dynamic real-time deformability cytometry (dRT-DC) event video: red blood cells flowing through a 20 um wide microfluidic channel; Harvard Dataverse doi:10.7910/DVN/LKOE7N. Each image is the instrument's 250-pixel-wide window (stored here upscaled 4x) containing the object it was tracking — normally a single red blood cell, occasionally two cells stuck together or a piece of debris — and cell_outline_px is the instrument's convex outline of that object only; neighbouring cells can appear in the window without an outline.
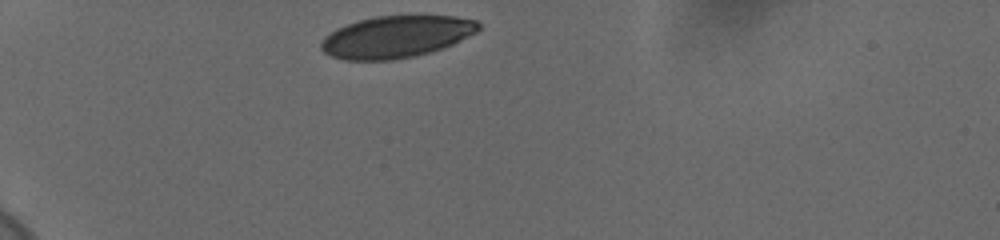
{"species": "human", "species_latin": "Homo sapiens", "temperature_condition": "cold", "stored_images_in_passage": 34, "camera_frame_rate_fps": 3000, "um_per_image_px": 0.085, "donor": {"sex": "female"}, "frame": {"image": 1, "passage_image": 1, "time_ms": 0.0, "image_size_px": [1000, 240], "cell_outline_px": [[480, 28], [476, 32], [444, 48], [416, 56], [392, 60], [344, 60], [332, 56], [324, 52], [320, 48], [320, 44], [324, 36], [336, 28], [360, 20], [376, 16], [452, 16], [476, 20], [480, 24]], "centroid_in_image_um": [33.66, 3.13], "position_along_channel_um": 51.3, "area_um2": 38.38}}
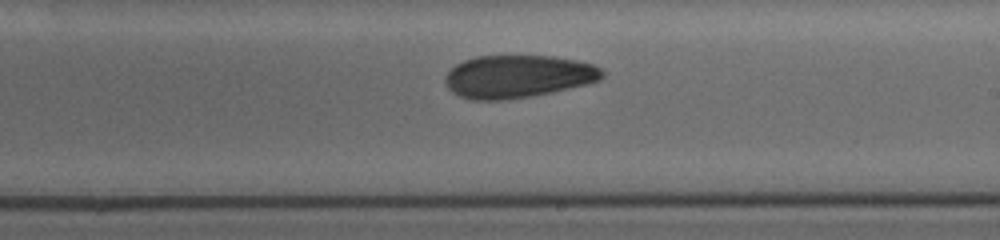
{"frame": {"image": 2, "passage_image": 20, "time_ms": 6.333, "image_size_px": [1000, 240], "cell_outline_px": [[604, 76], [600, 80], [568, 88], [532, 96], [508, 100], [472, 100], [460, 96], [452, 92], [444, 84], [444, 76], [456, 64], [464, 60], [476, 56], [552, 56], [576, 60], [592, 64], [600, 68], [604, 72]], "centroid_in_image_um": [43.98, 6.5], "position_along_channel_um": 245.0, "area_um2": 39.13}}
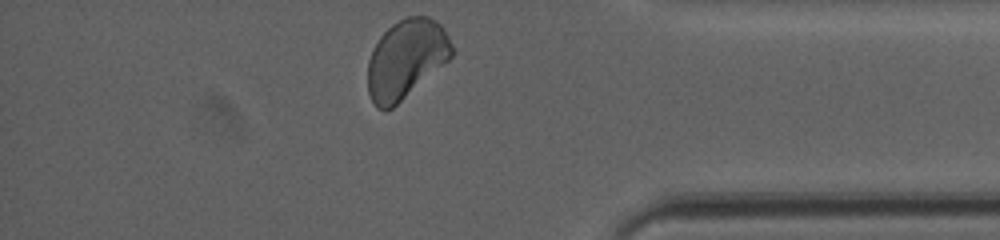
{"frame": {"image": 3, "passage_image": 34, "time_ms": 11.0, "image_size_px": [1000, 240], "cell_outline_px": [[452, 56], [448, 60], [392, 108], [384, 112], [376, 108], [368, 92], [368, 60], [380, 36], [392, 24], [404, 16], [428, 16], [436, 20], [444, 28], [452, 44]], "centroid_in_image_um": [34.5, 5.0], "position_along_channel_um": 400.7, "area_um2": 38.38}, "authors_computed_cell_mechanics": {"area_um2": 39.3329, "velocity_mm_per_s": 3.6574, "shape_relaxation_time_tau1_ms": null, "shape_relaxation_time_tau2_ms": 5.9355, "deformation_change_tau1": null, "deformation_change_tau2": 0.1056}}